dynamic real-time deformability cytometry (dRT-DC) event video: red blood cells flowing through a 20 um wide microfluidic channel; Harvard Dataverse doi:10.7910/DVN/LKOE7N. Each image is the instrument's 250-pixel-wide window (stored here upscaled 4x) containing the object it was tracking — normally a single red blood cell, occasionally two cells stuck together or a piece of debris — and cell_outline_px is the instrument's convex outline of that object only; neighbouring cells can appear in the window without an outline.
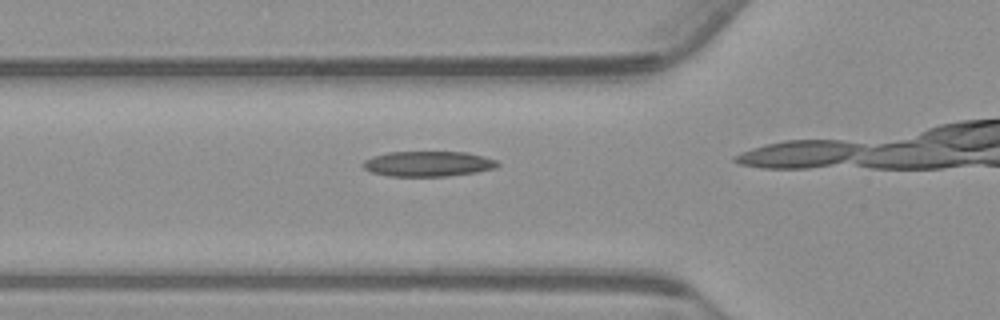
{"species": "common noctule bat (a hibernating species)", "species_latin": "Nyctalus noctula", "temperature_condition": "warm", "stored_images_in_passage": 15, "camera_frame_rate_fps": 3000, "um_per_image_px": 0.085, "animal": {"sex": "male", "body_mass_g": 23.1, "forearm_length_mm": 52.7}, "frame": {"image": 1, "passage_image": 12, "time_ms": 3.667, "image_size_px": [1000, 320], "cell_outline_px": [[500, 164], [496, 168], [476, 172], [444, 176], [388, 176], [372, 172], [364, 168], [360, 164], [364, 160], [372, 156], [388, 152], [464, 152], [484, 156], [496, 160]], "centroid_in_image_um": [36.36, 13.92], "position_along_channel_um": 89.4, "area_um2": 19.83}}